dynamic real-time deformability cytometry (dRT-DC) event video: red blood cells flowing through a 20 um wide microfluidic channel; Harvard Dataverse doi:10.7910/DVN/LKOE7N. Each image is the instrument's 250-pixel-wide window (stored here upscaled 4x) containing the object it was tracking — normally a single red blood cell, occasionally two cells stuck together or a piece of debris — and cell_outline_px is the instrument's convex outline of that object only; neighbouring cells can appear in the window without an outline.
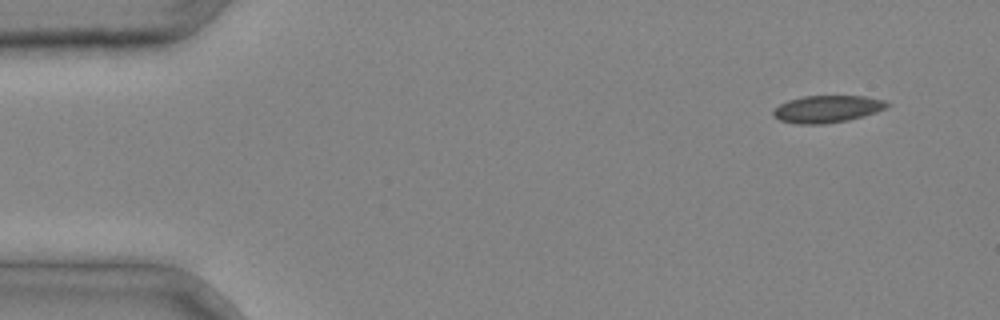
{"species": "common noctule bat (a hibernating species)", "species_latin": "Nyctalus noctula", "temperature_condition": "cold", "stored_images_in_passage": 3, "camera_frame_rate_fps": 3000, "um_per_image_px": 0.085, "animal": {"sex": "male", "body_mass_g": 20.4}, "frame": {"image": 1, "passage_image": 3, "time_ms": 0.667, "image_size_px": [1000, 320], "cell_outline_px": [[888, 104], [884, 108], [876, 112], [864, 116], [848, 120], [820, 124], [796, 124], [780, 120], [772, 116], [772, 112], [780, 104], [788, 100], [804, 96], [864, 96], [884, 100]], "centroid_in_image_um": [70.27, 9.27], "position_along_channel_um": 14.7, "area_um2": 17.86}}